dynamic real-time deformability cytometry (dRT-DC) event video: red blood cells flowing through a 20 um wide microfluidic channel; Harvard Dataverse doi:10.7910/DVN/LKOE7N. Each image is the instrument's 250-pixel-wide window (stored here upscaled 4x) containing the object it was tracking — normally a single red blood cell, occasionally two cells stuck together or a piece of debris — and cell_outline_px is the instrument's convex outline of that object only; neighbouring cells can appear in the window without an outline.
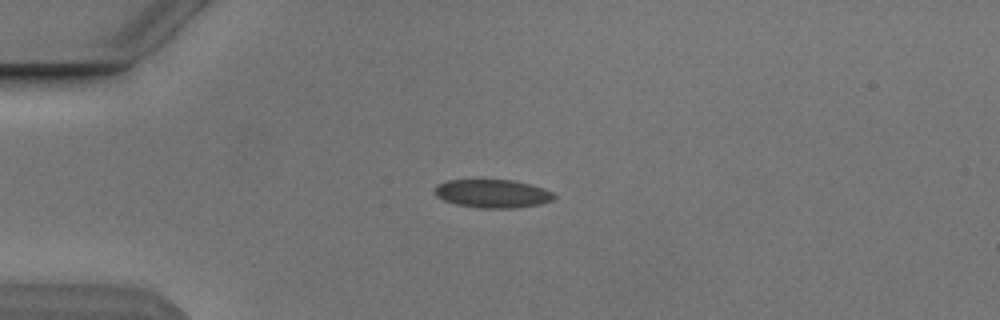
{"species": "Egyptian fruit bat (a non-hibernating species)", "species_latin": "Rousettus aegyptiacus", "temperature_condition": "cold", "stored_images_in_passage": 6, "camera_frame_rate_fps": 3000, "um_per_image_px": 0.085, "animal": {"sex": "male"}, "frame": {"image": 1, "passage_image": 3, "time_ms": 2.333, "image_size_px": [1000, 320], "cell_outline_px": [[556, 196], [552, 200], [540, 204], [516, 208], [480, 208], [456, 204], [444, 200], [436, 196], [432, 188], [436, 184], [448, 180], [512, 180], [532, 184], [544, 188], [552, 192]], "centroid_in_image_um": [41.85, 16.45], "position_along_channel_um": 43.2, "area_um2": 19.88}}
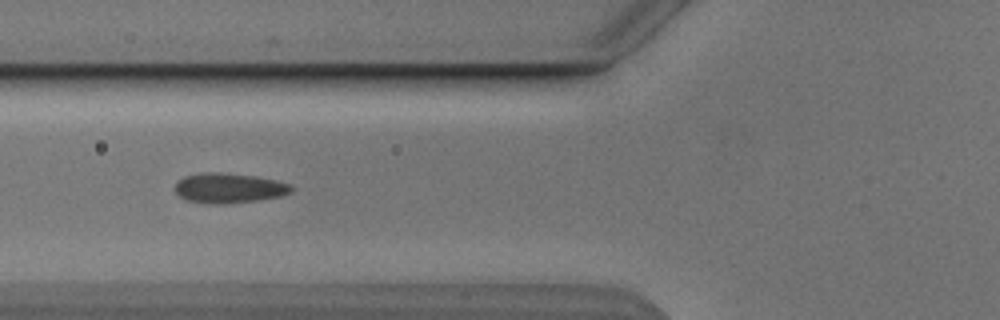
{"frame": {"image": 2, "passage_image": 5, "time_ms": 4.667, "image_size_px": [1000, 320], "cell_outline_px": [[292, 192], [280, 196], [256, 200], [220, 204], [184, 200], [176, 192], [176, 184], [184, 176], [204, 172], [220, 172], [256, 176], [276, 180], [292, 184]], "centroid_in_image_um": [19.48, 15.97], "position_along_channel_um": 106.3, "area_um2": 20.11}}
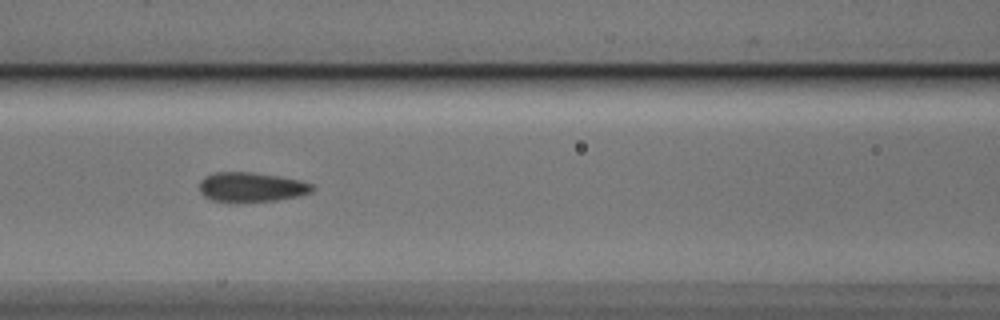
{"frame": {"image": 3, "passage_image": 6, "time_ms": 5.667, "image_size_px": [1000, 320], "cell_outline_px": [[316, 188], [312, 192], [296, 196], [276, 200], [236, 204], [228, 204], [212, 200], [204, 196], [200, 192], [200, 180], [204, 176], [216, 172], [252, 172], [280, 176], [300, 180], [312, 184]], "centroid_in_image_um": [21.33, 15.93], "position_along_channel_um": 145.3, "area_um2": 20.06}}